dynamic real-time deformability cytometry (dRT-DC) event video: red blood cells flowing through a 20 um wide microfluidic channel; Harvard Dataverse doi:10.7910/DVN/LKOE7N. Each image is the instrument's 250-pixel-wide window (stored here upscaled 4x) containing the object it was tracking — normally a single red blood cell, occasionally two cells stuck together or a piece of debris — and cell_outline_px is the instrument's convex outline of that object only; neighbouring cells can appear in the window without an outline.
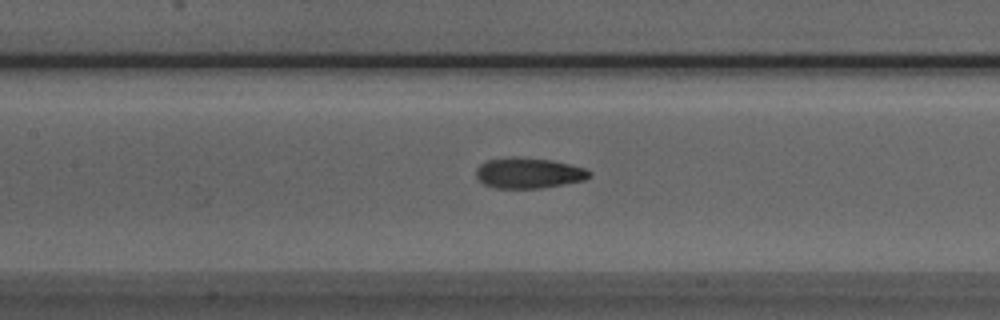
{"species": "Egyptian fruit bat (a non-hibernating species)", "species_latin": "Rousettus aegyptiacus", "temperature_condition": "room temperature", "stored_images_in_passage": 46, "camera_frame_rate_fps": 3000, "um_per_image_px": 0.085, "animal": {"sex": "male"}, "frame": {"image": 1, "passage_image": 17, "time_ms": 5.333, "image_size_px": [1000, 320], "cell_outline_px": [[592, 176], [584, 180], [564, 184], [540, 188], [492, 188], [484, 184], [476, 176], [476, 168], [480, 164], [488, 160], [512, 156], [520, 156], [552, 160], [584, 168], [592, 172]], "centroid_in_image_um": [44.92, 14.7], "position_along_channel_um": 162.5, "area_um2": 20.35}}
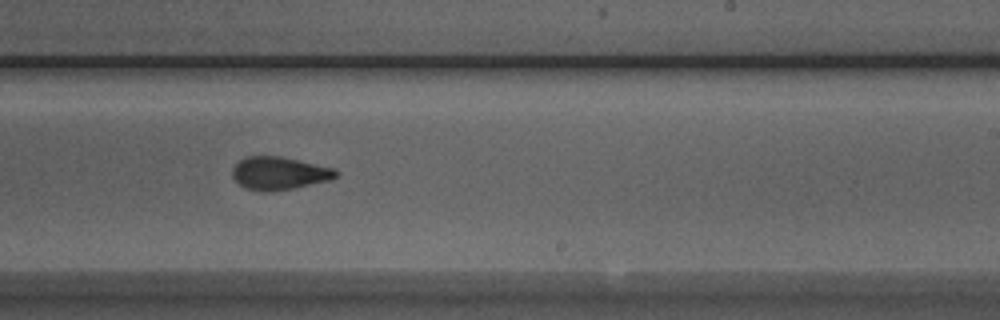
{"frame": {"image": 2, "passage_image": 25, "time_ms": 8.0, "image_size_px": [1000, 320], "cell_outline_px": [[340, 172], [332, 180], [292, 188], [268, 192], [264, 192], [244, 188], [232, 176], [232, 168], [244, 156], [280, 156], [336, 168]], "centroid_in_image_um": [23.75, 14.72], "position_along_channel_um": 265.3, "area_um2": 20.0}}
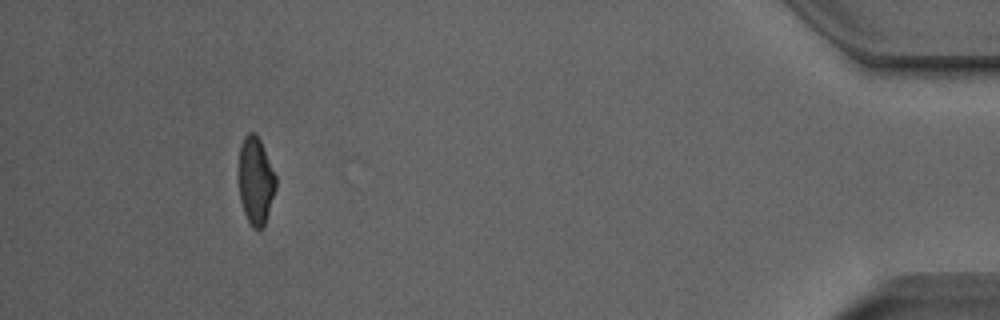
{"frame": {"image": 3, "passage_image": 42, "time_ms": 13.667, "image_size_px": [1000, 320], "cell_outline_px": [[276, 188], [264, 228], [252, 228], [244, 212], [240, 200], [240, 144], [244, 136], [248, 132], [256, 132], [260, 140], [276, 176]], "centroid_in_image_um": [21.75, 15.36], "position_along_channel_um": 413.5, "area_um2": 18.73}, "authors_computed_cell_mechanics": {"area_um2": 19.9699, "velocity_mm_per_s": 3.8761, "shape_relaxation_time_tau1_ms": null, "shape_relaxation_time_tau2_ms": 2.0488, "deformation_change_tau1": null, "deformation_change_tau2": 0.0973}}